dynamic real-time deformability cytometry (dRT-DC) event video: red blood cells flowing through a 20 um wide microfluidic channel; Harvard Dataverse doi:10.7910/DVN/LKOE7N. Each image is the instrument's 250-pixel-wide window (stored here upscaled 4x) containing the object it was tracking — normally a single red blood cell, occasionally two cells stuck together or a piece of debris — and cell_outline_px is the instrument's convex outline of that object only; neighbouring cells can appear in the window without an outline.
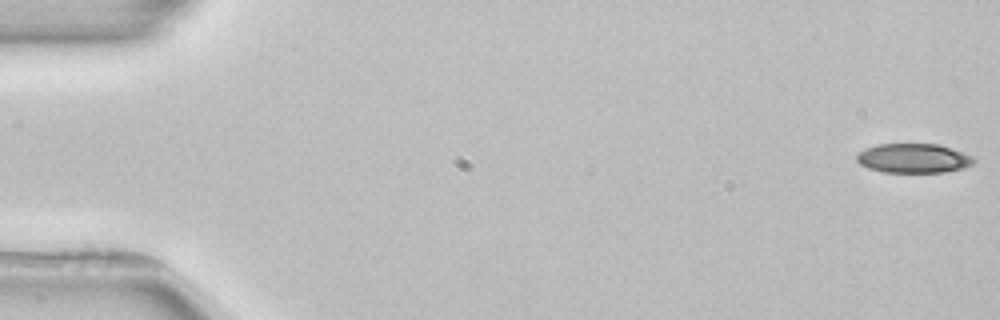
{"species": "common noctule bat (a hibernating species)", "species_latin": "Nyctalus noctula", "temperature_condition": "room temperature", "stored_images_in_passage": 6, "camera_frame_rate_fps": 3000, "um_per_image_px": 0.085, "animal": {"sex": "female", "body_mass_g": 22.7, "forearm_length_mm": 54.2}, "frame": {"image": 1, "passage_image": 1, "time_ms": 0.0, "image_size_px": [1000, 320], "cell_outline_px": [[976, 160], [972, 164], [964, 168], [944, 172], [884, 172], [868, 168], [860, 164], [856, 160], [856, 152], [864, 148], [876, 144], [936, 144], [972, 156]], "centroid_in_image_um": [77.58, 13.45], "position_along_channel_um": 7.4, "area_um2": 20.0}}
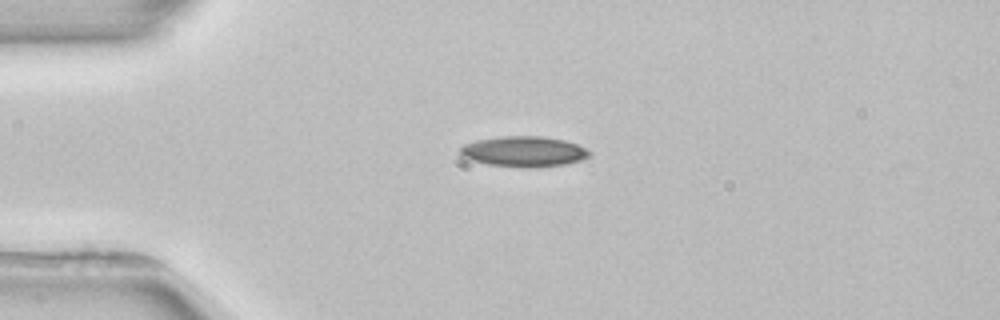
{"frame": {"image": 2, "passage_image": 4, "time_ms": 4.0, "image_size_px": [1000, 320], "cell_outline_px": [[592, 156], [580, 160], [564, 164], [536, 168], [524, 168], [488, 164], [468, 160], [460, 156], [460, 148], [464, 144], [476, 140], [500, 136], [544, 136], [564, 140], [588, 148], [592, 152]], "centroid_in_image_um": [44.53, 12.88], "position_along_channel_um": 40.5, "area_um2": 23.35}}